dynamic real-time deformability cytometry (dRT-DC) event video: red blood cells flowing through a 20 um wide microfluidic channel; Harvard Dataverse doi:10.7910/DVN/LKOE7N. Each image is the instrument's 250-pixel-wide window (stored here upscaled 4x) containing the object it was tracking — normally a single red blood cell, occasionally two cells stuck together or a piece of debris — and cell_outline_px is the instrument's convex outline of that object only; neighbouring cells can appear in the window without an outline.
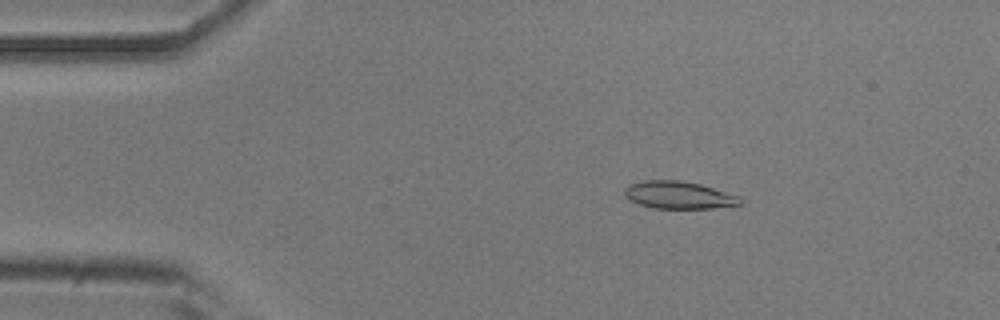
{"species": "common noctule bat (a hibernating species)", "species_latin": "Nyctalus noctula", "temperature_condition": "room temperature", "stored_images_in_passage": 51, "camera_frame_rate_fps": 3000, "um_per_image_px": 0.085, "animal": {"sex": "male", "body_mass_g": 20.5, "forearm_length_mm": 52.5}, "frame": {"image": 1, "passage_image": 8, "time_ms": 2.333, "image_size_px": [1000, 320], "cell_outline_px": [[740, 204], [712, 208], [656, 208], [640, 204], [624, 196], [624, 188], [628, 184], [644, 180], [680, 180], [700, 184], [740, 196]], "centroid_in_image_um": [57.66, 16.56], "position_along_channel_um": 27.3, "area_um2": 18.32}}
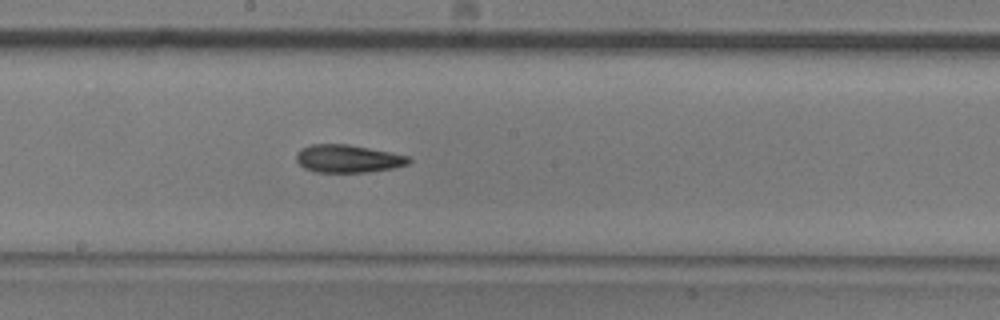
{"frame": {"image": 2, "passage_image": 27, "time_ms": 8.667, "image_size_px": [1000, 320], "cell_outline_px": [[412, 160], [408, 164], [392, 168], [368, 172], [316, 172], [304, 168], [296, 160], [296, 152], [300, 148], [312, 144], [348, 144], [408, 156]], "centroid_in_image_um": [29.53, 13.48], "position_along_channel_um": 218.7, "area_um2": 18.15}}
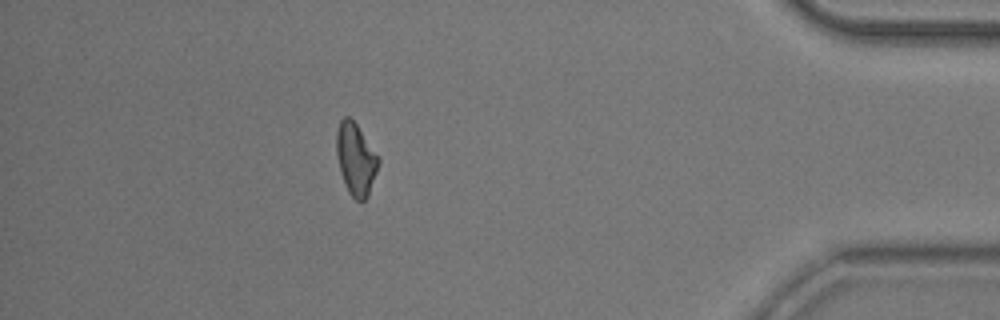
{"frame": {"image": 3, "passage_image": 45, "time_ms": 14.667, "image_size_px": [1000, 320], "cell_outline_px": [[380, 160], [368, 196], [360, 204], [348, 192], [344, 184], [340, 172], [336, 152], [336, 132], [340, 120], [344, 116], [348, 116], [356, 124]], "centroid_in_image_um": [30.21, 13.56], "position_along_channel_um": 405.0, "area_um2": 17.46}, "authors_computed_cell_mechanics": {"area_um2": 18.0336, "velocity_mm_per_s": 3.9004, "shape_relaxation_time_tau1_ms": 6.3458, "shape_relaxation_time_tau2_ms": 6.0619, "deformation_change_tau1": 0.1687, "deformation_change_tau2": 0.1547}}